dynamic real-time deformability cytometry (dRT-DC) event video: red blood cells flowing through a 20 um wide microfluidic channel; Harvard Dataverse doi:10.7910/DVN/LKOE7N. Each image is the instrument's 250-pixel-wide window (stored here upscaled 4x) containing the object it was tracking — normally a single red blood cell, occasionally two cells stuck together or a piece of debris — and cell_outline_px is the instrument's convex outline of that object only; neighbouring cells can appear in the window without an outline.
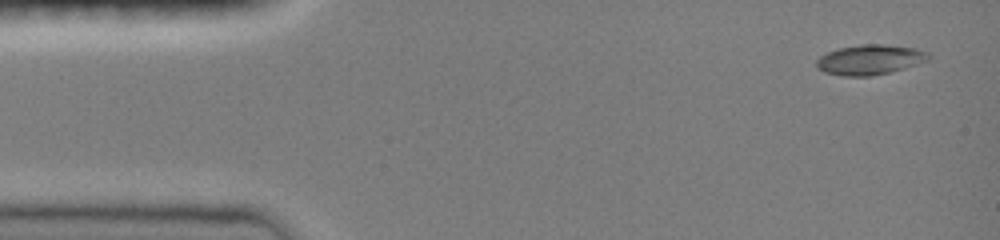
{"species": "common noctule bat (a hibernating species)", "species_latin": "Nyctalus noctula", "temperature_condition": "room temperature", "stored_images_in_passage": 8, "camera_frame_rate_fps": 3000, "um_per_image_px": 0.085, "animal": {"sex": "female", "body_mass_g": 19.0, "forearm_length_mm": 51.5}, "frame": {"image": 1, "passage_image": 1, "time_ms": 0.0, "image_size_px": [1000, 240], "cell_outline_px": [[932, 56], [928, 60], [892, 72], [868, 76], [844, 76], [824, 72], [816, 68], [816, 60], [820, 56], [828, 52], [840, 48], [860, 44], [884, 44], [916, 48], [928, 52]], "centroid_in_image_um": [73.95, 5.07], "position_along_channel_um": 11.1, "area_um2": 19.65}}
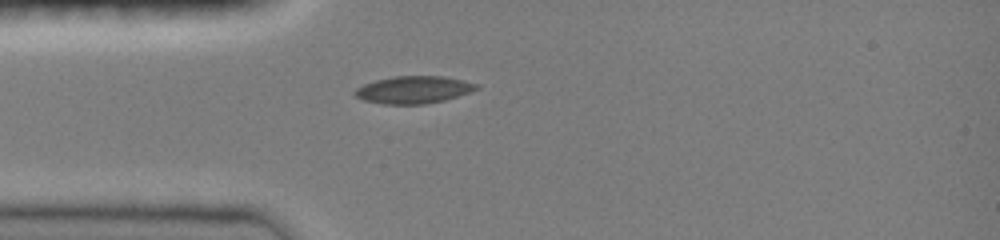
{"frame": {"image": 2, "passage_image": 6, "time_ms": 1.667, "image_size_px": [1000, 240], "cell_outline_px": [[480, 88], [444, 100], [424, 104], [384, 104], [364, 100], [356, 96], [352, 92], [356, 88], [364, 84], [376, 80], [396, 76], [444, 76], [464, 80], [480, 84]], "centroid_in_image_um": [35.16, 7.62], "position_along_channel_um": 49.8, "area_um2": 19.31}}
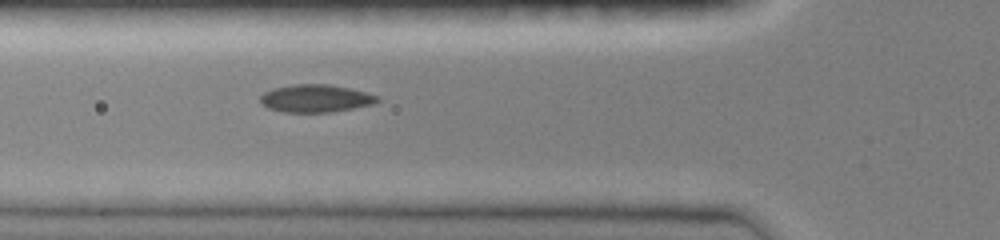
{"frame": {"image": 3, "passage_image": 8, "time_ms": 2.333, "image_size_px": [1000, 240], "cell_outline_px": [[380, 100], [376, 104], [332, 112], [284, 112], [268, 108], [260, 104], [260, 96], [264, 92], [272, 88], [292, 84], [328, 84], [348, 88], [380, 96]], "centroid_in_image_um": [26.82, 8.37], "position_along_channel_um": 99.0, "area_um2": 19.07}}